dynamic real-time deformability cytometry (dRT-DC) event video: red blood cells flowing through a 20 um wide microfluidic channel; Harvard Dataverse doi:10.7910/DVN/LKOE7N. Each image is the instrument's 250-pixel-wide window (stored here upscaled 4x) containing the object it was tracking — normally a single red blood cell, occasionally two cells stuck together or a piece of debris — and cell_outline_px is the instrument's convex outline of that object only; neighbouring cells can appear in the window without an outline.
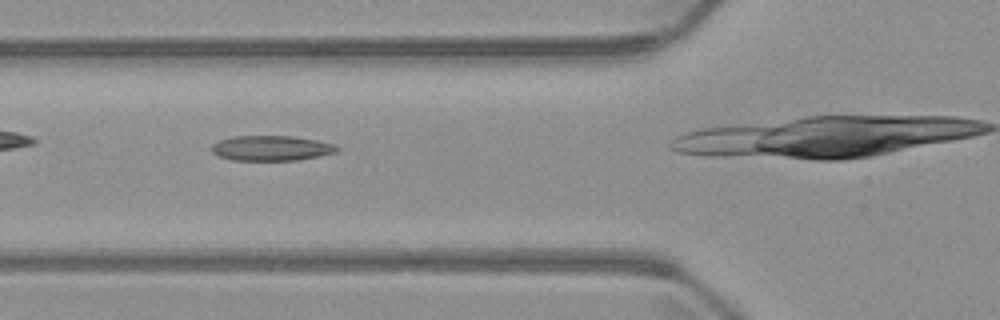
{"species": "common noctule bat (a hibernating species)", "species_latin": "Nyctalus noctula", "temperature_condition": "warm", "stored_images_in_passage": 5, "camera_frame_rate_fps": 3000, "um_per_image_px": 0.085, "animal": {"sex": "male", "body_mass_g": 23.1, "forearm_length_mm": 52.7}, "frame": {"image": 1, "passage_image": 2, "time_ms": 1.333, "image_size_px": [1000, 320], "cell_outline_px": [[340, 148], [336, 152], [320, 156], [296, 160], [232, 160], [220, 156], [212, 152], [212, 144], [220, 140], [232, 136], [292, 136], [316, 140], [332, 144]], "centroid_in_image_um": [23.05, 12.59], "position_along_channel_um": 102.7, "area_um2": 18.21}}